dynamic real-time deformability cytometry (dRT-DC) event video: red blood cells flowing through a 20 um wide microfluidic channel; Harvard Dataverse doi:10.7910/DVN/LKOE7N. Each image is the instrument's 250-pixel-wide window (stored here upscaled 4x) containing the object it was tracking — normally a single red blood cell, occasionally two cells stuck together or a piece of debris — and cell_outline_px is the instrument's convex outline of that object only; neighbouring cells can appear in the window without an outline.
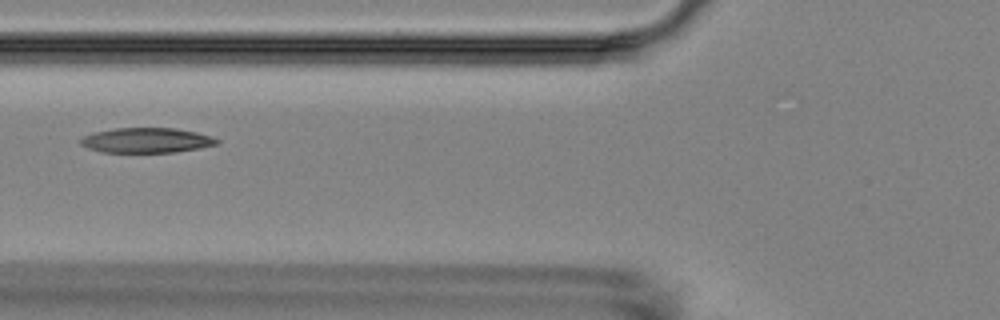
{"species": "Egyptian fruit bat (a non-hibernating species)", "species_latin": "Rousettus aegyptiacus", "temperature_condition": "room temperature", "stored_images_in_passage": 9, "camera_frame_rate_fps": 3000, "um_per_image_px": 0.085, "animal": {"sex": "female"}, "frame": {"image": 1, "passage_image": 6, "time_ms": 6.667, "image_size_px": [1000, 320], "cell_outline_px": [[220, 140], [216, 144], [200, 148], [176, 152], [104, 152], [88, 148], [80, 144], [80, 136], [92, 132], [116, 128], [176, 128], [196, 132], [212, 136]], "centroid_in_image_um": [12.43, 11.92], "position_along_channel_um": 113.4, "area_um2": 19.94}}
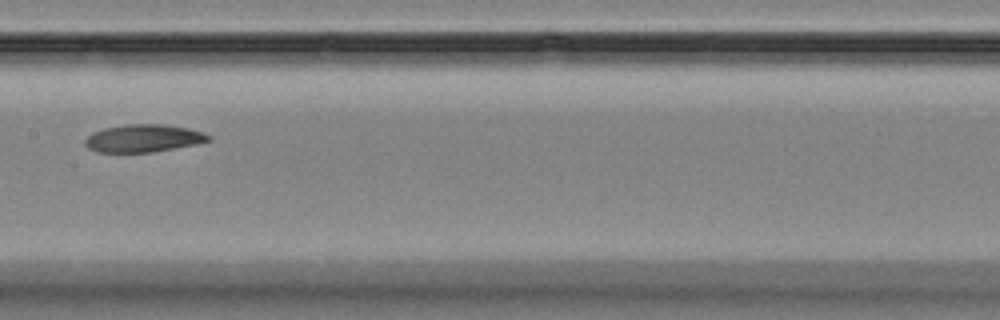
{"frame": {"image": 2, "passage_image": 8, "time_ms": 9.0, "image_size_px": [1000, 320], "cell_outline_px": [[212, 140], [196, 144], [152, 152], [96, 152], [88, 148], [84, 144], [84, 140], [92, 132], [104, 128], [124, 124], [164, 124], [188, 128], [204, 132], [212, 136]], "centroid_in_image_um": [12.19, 11.75], "position_along_channel_um": 195.2, "area_um2": 20.06}}
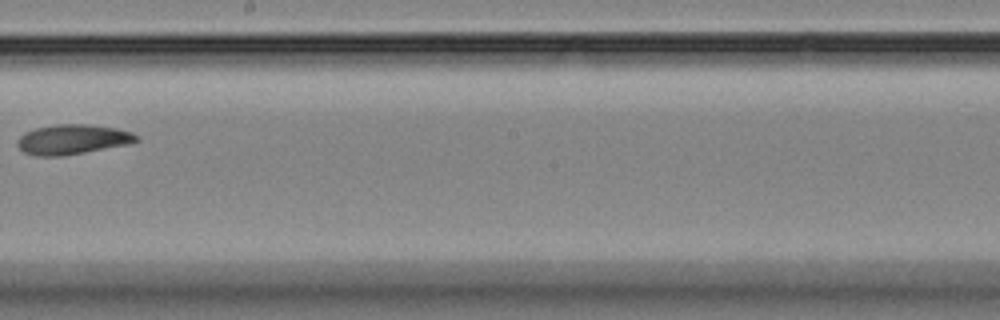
{"frame": {"image": 3, "passage_image": 9, "time_ms": 10.333, "image_size_px": [1000, 320], "cell_outline_px": [[140, 140], [128, 144], [64, 156], [36, 156], [24, 152], [16, 144], [16, 140], [24, 132], [36, 128], [56, 124], [88, 124], [116, 128], [132, 132], [140, 136]], "centroid_in_image_um": [6.17, 11.85], "position_along_channel_um": 242.0, "area_um2": 20.87}}